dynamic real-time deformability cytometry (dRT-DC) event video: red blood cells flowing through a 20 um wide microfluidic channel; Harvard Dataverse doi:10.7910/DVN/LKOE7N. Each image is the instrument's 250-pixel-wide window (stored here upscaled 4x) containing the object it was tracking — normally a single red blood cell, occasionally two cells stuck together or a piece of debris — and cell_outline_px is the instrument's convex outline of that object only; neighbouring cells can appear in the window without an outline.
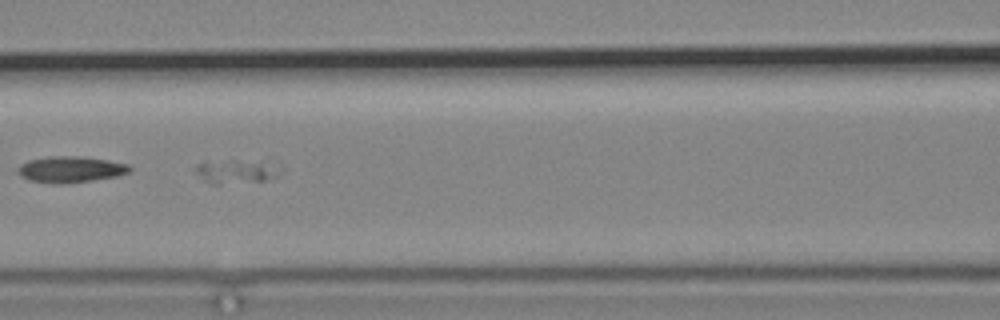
{"species": "common noctule bat (a hibernating species)", "species_latin": "Nyctalus noctula", "temperature_condition": "cold", "stored_images_in_passage": 5, "camera_frame_rate_fps": 3000, "um_per_image_px": 0.085, "animal": {"sex": "male", "body_mass_g": 19.2, "forearm_length_mm": 51.8}, "frame": {"image": 1, "passage_image": 3, "time_ms": 2.0, "image_size_px": [1000, 320], "cell_outline_px": [[280, 172], [276, 176], [264, 180], [216, 184], [204, 180], [196, 172], [196, 164], [204, 160], [236, 160], [260, 164]], "centroid_in_image_um": [19.82, 14.58], "position_along_channel_um": 146.8, "area_um2": 10.81}}
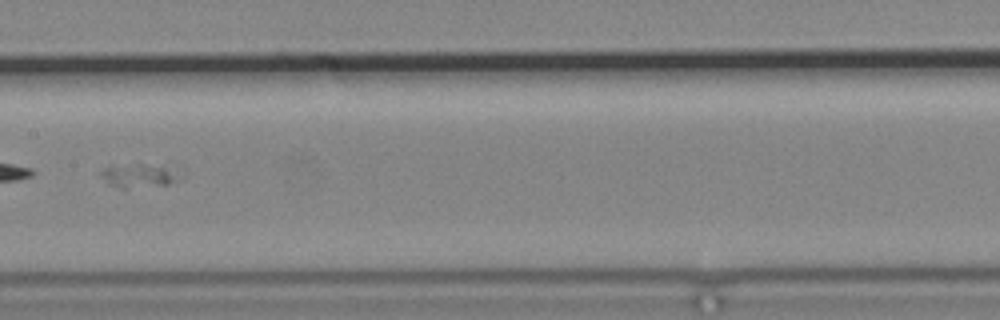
{"frame": {"image": 2, "passage_image": 4, "time_ms": 3.333, "image_size_px": [1000, 320], "cell_outline_px": [[184, 176], [180, 180], [168, 184], [124, 188], [108, 184], [100, 172], [104, 168], [112, 164], [140, 164], [164, 168]], "centroid_in_image_um": [11.75, 14.93], "position_along_channel_um": 195.6, "area_um2": 10.52}}